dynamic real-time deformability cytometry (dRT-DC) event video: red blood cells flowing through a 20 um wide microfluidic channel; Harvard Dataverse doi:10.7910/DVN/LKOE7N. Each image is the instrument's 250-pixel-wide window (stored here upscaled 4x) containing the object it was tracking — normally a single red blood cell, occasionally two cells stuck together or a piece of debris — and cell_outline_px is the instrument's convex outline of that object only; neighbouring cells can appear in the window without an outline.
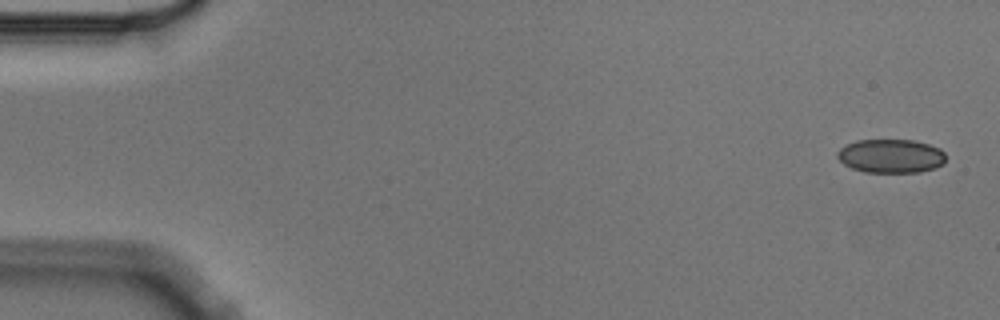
{"species": "Egyptian fruit bat (a non-hibernating species)", "species_latin": "Rousettus aegyptiacus", "temperature_condition": "cold", "stored_images_in_passage": 5, "camera_frame_rate_fps": 3000, "um_per_image_px": 0.085, "animal": {"sex": "male"}, "frame": {"image": 1, "passage_image": 1, "time_ms": 0.0, "image_size_px": [1000, 320], "cell_outline_px": [[944, 164], [936, 168], [920, 172], [864, 172], [852, 168], [844, 164], [836, 156], [836, 152], [844, 144], [856, 140], [912, 140], [928, 144], [940, 148], [944, 152]], "centroid_in_image_um": [75.7, 13.26], "position_along_channel_um": 9.3, "area_um2": 21.5}}
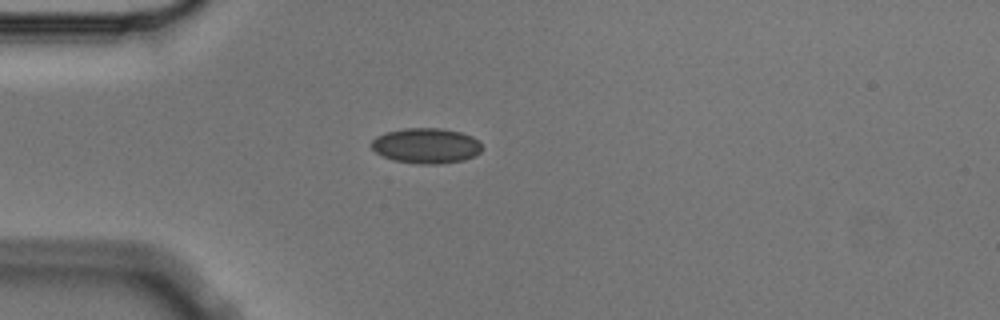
{"frame": {"image": 2, "passage_image": 4, "time_ms": 1.0, "image_size_px": [1000, 320], "cell_outline_px": [[480, 152], [476, 156], [464, 160], [436, 164], [420, 164], [396, 160], [384, 156], [376, 152], [372, 148], [372, 140], [376, 136], [388, 132], [404, 128], [440, 128], [460, 132], [472, 136], [480, 140]], "centroid_in_image_um": [36.26, 12.38], "position_along_channel_um": 48.7, "area_um2": 22.6}}